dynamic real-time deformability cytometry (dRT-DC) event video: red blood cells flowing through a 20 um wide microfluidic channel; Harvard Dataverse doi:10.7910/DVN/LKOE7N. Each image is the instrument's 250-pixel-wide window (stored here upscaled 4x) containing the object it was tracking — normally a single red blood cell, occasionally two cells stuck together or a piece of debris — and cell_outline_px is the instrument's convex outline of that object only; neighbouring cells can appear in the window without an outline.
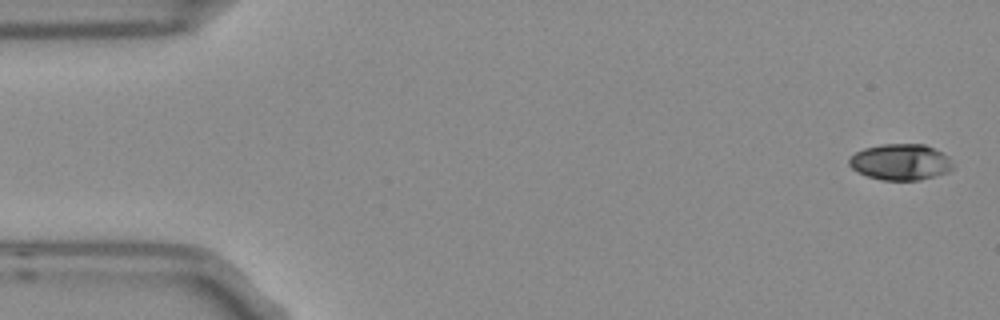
{"species": "Egyptian fruit bat (a non-hibernating species)", "species_latin": "Rousettus aegyptiacus", "temperature_condition": "room temperature", "stored_images_in_passage": 5, "segment_of_instrument_passage": [2, 2], "camera_frame_rate_fps": 3000, "um_per_image_px": 0.085, "frame": {"image": 1, "passage_image": 5, "time_ms": 1.333, "image_size_px": [1000, 320], "cell_outline_px": [[952, 168], [948, 172], [920, 180], [880, 180], [856, 172], [848, 164], [848, 160], [856, 152], [864, 148], [880, 144], [924, 144], [948, 156], [952, 164]], "centroid_in_image_um": [76.51, 13.78], "position_along_channel_um": 8.5, "area_um2": 21.79}}